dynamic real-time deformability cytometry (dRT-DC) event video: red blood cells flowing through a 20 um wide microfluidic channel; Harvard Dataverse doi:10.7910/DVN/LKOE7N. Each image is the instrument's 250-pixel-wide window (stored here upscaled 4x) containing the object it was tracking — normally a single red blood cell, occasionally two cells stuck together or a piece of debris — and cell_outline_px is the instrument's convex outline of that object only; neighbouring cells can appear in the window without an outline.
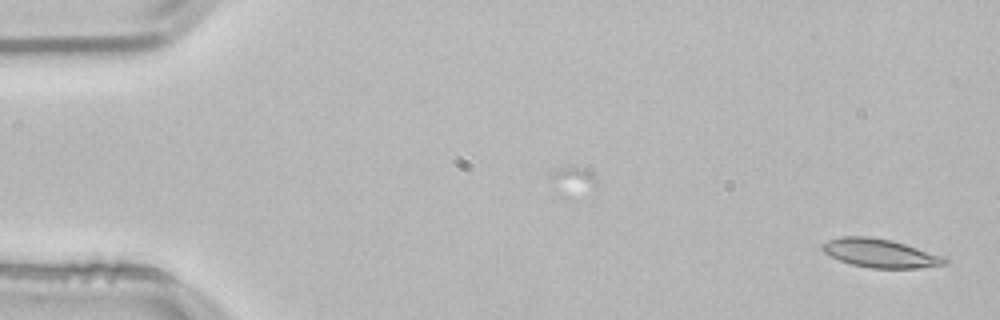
{"species": "common noctule bat (a hibernating species)", "species_latin": "Nyctalus noctula", "temperature_condition": "room temperature", "stored_images_in_passage": 53, "camera_frame_rate_fps": 3000, "um_per_image_px": 0.085, "animal": {"sex": "male", "body_mass_g": 21.5, "forearm_length_mm": 52.0}, "frame": {"image": 1, "passage_image": 1, "time_ms": 0.0, "image_size_px": [1000, 320], "cell_outline_px": [[948, 264], [916, 268], [872, 268], [852, 264], [840, 260], [824, 252], [820, 248], [820, 244], [828, 240], [840, 236], [868, 236], [892, 240], [948, 256]], "centroid_in_image_um": [74.87, 21.51], "position_along_channel_um": 10.1, "area_um2": 20.69}}
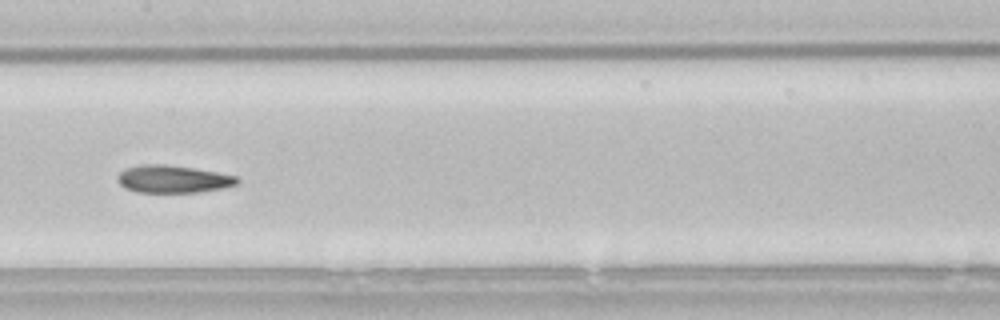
{"frame": {"image": 2, "passage_image": 26, "time_ms": 8.333, "image_size_px": [1000, 320], "cell_outline_px": [[240, 180], [236, 184], [224, 188], [196, 192], [136, 192], [124, 188], [120, 184], [116, 176], [124, 168], [144, 164], [164, 164], [196, 168], [236, 176]], "centroid_in_image_um": [14.68, 15.21], "position_along_channel_um": 192.7, "area_um2": 19.25}}
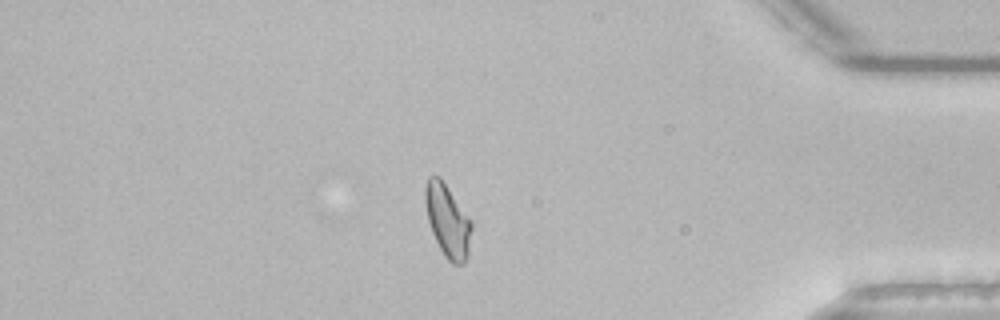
{"frame": {"image": 3, "passage_image": 45, "time_ms": 14.667, "image_size_px": [1000, 320], "cell_outline_px": [[472, 228], [468, 256], [464, 264], [452, 264], [444, 256], [432, 232], [428, 220], [424, 200], [424, 184], [428, 176], [440, 176], [472, 220]], "centroid_in_image_um": [38.05, 18.74], "position_along_channel_um": 397.2, "area_um2": 19.94}, "authors_computed_cell_mechanics": {"area_um2": 19.4208, "velocity_mm_per_s": 3.7881, "shape_relaxation_time_tau1_ms": null, "shape_relaxation_time_tau2_ms": 3.8664, "deformation_change_tau1": null, "deformation_change_tau2": 0.1157}}